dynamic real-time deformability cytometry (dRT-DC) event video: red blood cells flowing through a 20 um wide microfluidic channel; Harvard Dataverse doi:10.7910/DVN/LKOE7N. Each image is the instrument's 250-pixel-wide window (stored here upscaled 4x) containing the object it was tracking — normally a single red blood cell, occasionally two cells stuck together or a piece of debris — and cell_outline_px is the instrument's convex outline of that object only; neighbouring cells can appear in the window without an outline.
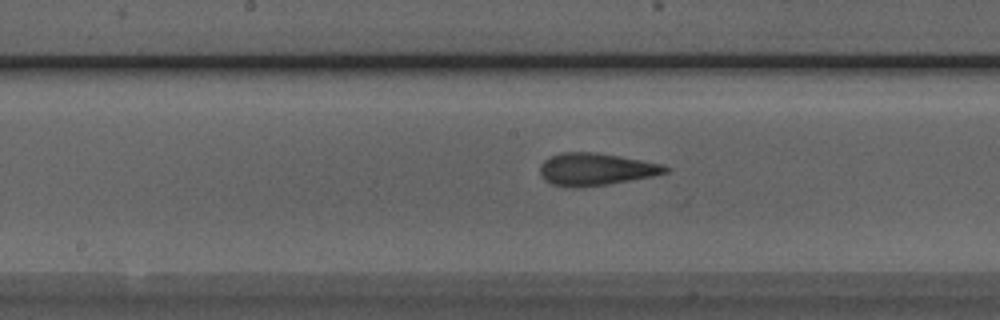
{"species": "Egyptian fruit bat (a non-hibernating species)", "species_latin": "Rousettus aegyptiacus", "temperature_condition": "room temperature", "stored_images_in_passage": 5, "camera_frame_rate_fps": 3000, "um_per_image_px": 0.085, "animal": {"sex": "male"}, "frame": {"image": 1, "passage_image": 5, "time_ms": 1.333, "image_size_px": [1000, 320], "cell_outline_px": [[672, 168], [668, 172], [652, 176], [608, 184], [580, 188], [572, 188], [552, 184], [544, 180], [540, 172], [540, 164], [544, 160], [560, 152], [596, 152], [620, 156], [664, 164]], "centroid_in_image_um": [50.65, 14.39], "position_along_channel_um": 197.6, "area_um2": 23.81}}